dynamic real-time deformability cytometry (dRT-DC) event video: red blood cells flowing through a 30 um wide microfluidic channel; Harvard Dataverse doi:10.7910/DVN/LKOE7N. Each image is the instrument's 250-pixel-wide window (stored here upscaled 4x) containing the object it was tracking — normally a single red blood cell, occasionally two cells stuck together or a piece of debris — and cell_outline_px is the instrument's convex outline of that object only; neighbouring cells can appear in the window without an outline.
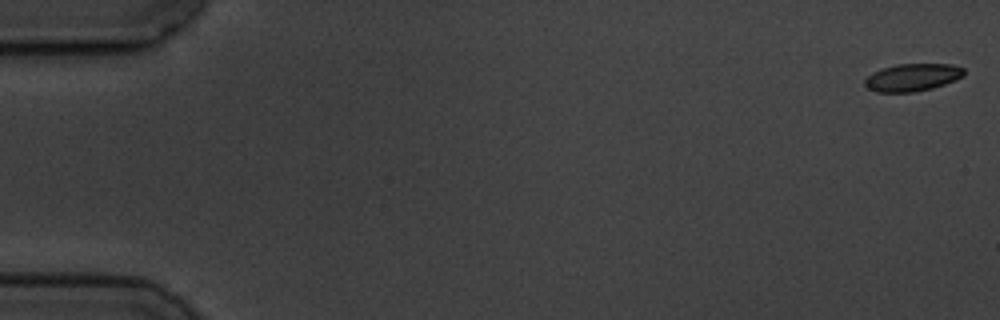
{"species": "common noctule bat (a hibernating species)", "species_latin": "Nyctalus noctula", "temperature_condition": "cold", "stored_images_in_passage": 5, "camera_frame_rate_fps": 3000, "um_per_image_px": 0.085, "animal": {"sex": "male", "body_mass_g": 19.5, "forearm_length_mm": 54.6}, "frame": {"image": 1, "passage_image": 1, "time_ms": 0.0, "image_size_px": [1000, 320], "cell_outline_px": [[964, 76], [956, 80], [932, 88], [916, 92], [876, 92], [868, 88], [864, 84], [864, 80], [872, 72], [896, 64], [952, 64], [964, 68]], "centroid_in_image_um": [77.56, 6.58], "position_along_channel_um": 7.4, "area_um2": 15.95}}
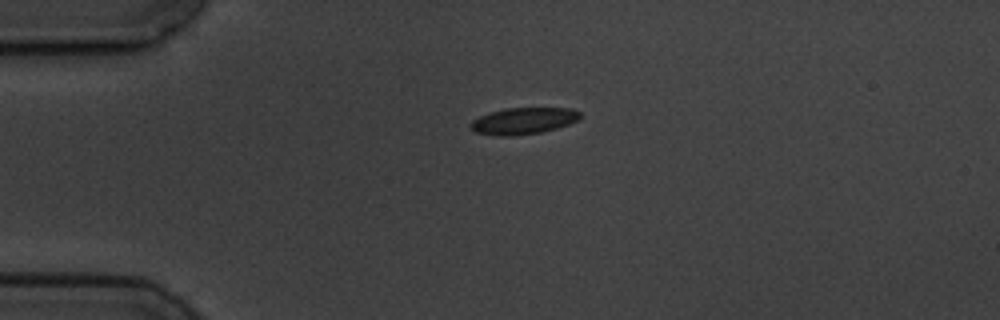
{"frame": {"image": 2, "passage_image": 4, "time_ms": 4.333, "image_size_px": [1000, 320], "cell_outline_px": [[580, 120], [556, 128], [540, 132], [512, 136], [496, 136], [476, 132], [468, 124], [472, 120], [480, 116], [504, 108], [572, 108], [580, 112]], "centroid_in_image_um": [44.49, 10.27], "position_along_channel_um": 40.5, "area_um2": 16.94}}